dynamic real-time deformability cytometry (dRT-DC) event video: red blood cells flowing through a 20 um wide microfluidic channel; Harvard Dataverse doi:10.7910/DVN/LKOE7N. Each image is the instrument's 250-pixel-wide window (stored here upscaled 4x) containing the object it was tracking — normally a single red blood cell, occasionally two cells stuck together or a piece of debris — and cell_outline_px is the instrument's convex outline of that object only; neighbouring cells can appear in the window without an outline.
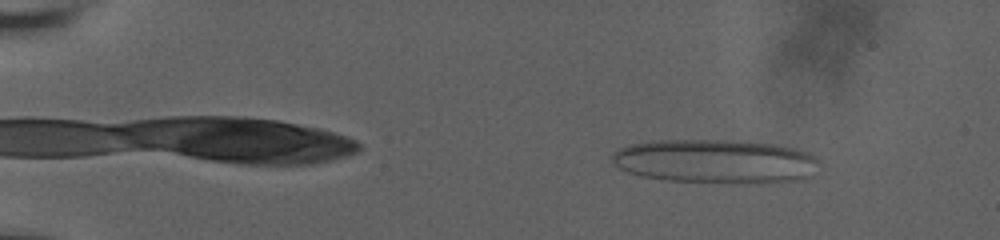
{"species": "human", "species_latin": "Homo sapiens", "temperature_condition": "room temperature", "stored_images_in_passage": 22, "camera_frame_rate_fps": 3000, "um_per_image_px": 0.085, "donor": {"sex": "male"}, "frame": {"image": 1, "passage_image": 4, "time_ms": 1.667, "image_size_px": [1000, 240], "cell_outline_px": [[820, 160], [812, 176], [800, 180], [756, 184], [668, 180], [644, 176], [628, 172], [620, 168], [612, 160], [612, 156], [620, 148], [632, 144], [660, 140], [732, 140], [772, 144], [792, 148], [808, 152], [816, 156]], "centroid_in_image_um": [60.9, 13.72], "position_along_channel_um": 24.1, "area_um2": 53.06}}
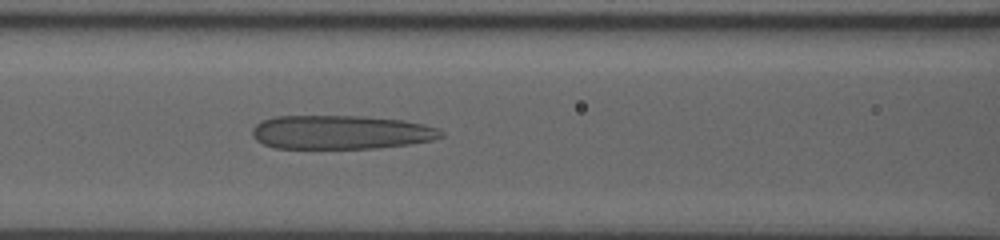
{"frame": {"image": 2, "passage_image": 22, "time_ms": 8.0, "image_size_px": [1000, 240], "cell_outline_px": [[444, 136], [432, 140], [408, 144], [380, 148], [276, 148], [264, 144], [256, 140], [252, 136], [252, 128], [260, 120], [276, 116], [360, 116], [404, 120], [424, 124], [440, 128], [444, 132]], "centroid_in_image_um": [28.99, 11.23], "position_along_channel_um": 137.6, "area_um2": 37.51}}